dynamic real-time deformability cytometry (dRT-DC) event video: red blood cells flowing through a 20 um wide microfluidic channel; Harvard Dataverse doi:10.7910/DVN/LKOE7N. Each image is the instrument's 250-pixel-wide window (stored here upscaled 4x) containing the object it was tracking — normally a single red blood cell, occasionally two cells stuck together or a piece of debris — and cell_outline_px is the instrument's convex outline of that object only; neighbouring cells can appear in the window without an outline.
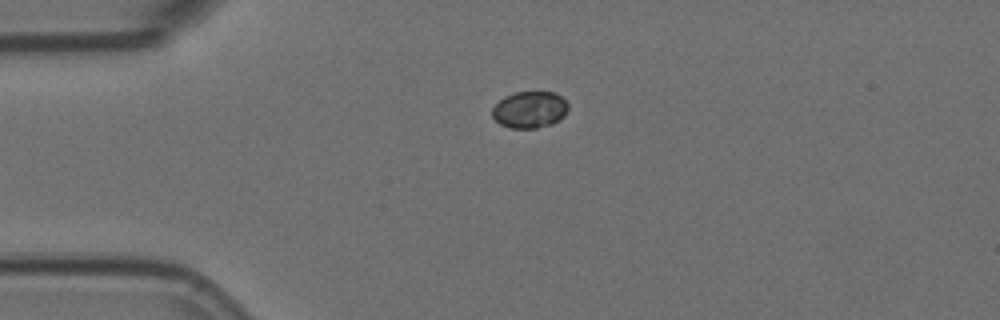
{"species": "Egyptian fruit bat (a non-hibernating species)", "species_latin": "Rousettus aegyptiacus", "temperature_condition": "room temperature", "stored_images_in_passage": 2, "camera_frame_rate_fps": 3000, "um_per_image_px": 0.085, "animal": {"sex": "female"}, "frame": {"image": 1, "passage_image": 1, "time_ms": 0.0, "image_size_px": [1000, 320], "cell_outline_px": [[568, 108], [564, 116], [560, 120], [552, 124], [536, 128], [512, 128], [500, 124], [492, 116], [492, 108], [504, 96], [516, 92], [556, 92], [568, 104]], "centroid_in_image_um": [45.03, 9.32], "position_along_channel_um": 40.0, "area_um2": 16.24}}